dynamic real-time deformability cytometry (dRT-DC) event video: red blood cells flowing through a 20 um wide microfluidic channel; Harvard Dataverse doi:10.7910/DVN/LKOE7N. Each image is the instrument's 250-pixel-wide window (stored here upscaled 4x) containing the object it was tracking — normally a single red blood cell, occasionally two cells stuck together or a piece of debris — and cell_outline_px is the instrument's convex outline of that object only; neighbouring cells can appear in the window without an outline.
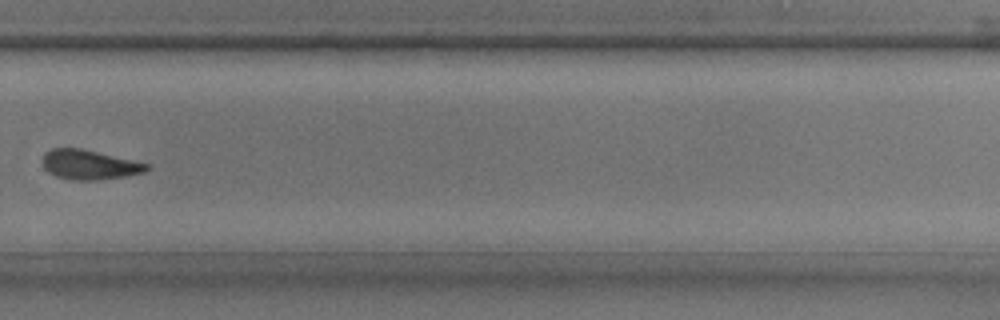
{"species": "common noctule bat (a hibernating species)", "species_latin": "Nyctalus noctula", "temperature_condition": "room temperature", "stored_images_in_passage": 38, "camera_frame_rate_fps": 3000, "um_per_image_px": 0.085, "animal": {"sex": "male", "body_mass_g": 17.9, "forearm_length_mm": 54.2}, "frame": {"image": 1, "passage_image": 27, "time_ms": 8.667, "image_size_px": [1000, 320], "cell_outline_px": [[148, 168], [144, 172], [124, 176], [96, 180], [72, 180], [56, 176], [48, 172], [44, 168], [44, 152], [52, 148], [80, 148], [132, 160], [148, 164]], "centroid_in_image_um": [7.55, 14.0], "position_along_channel_um": 322.2, "area_um2": 17.63}}
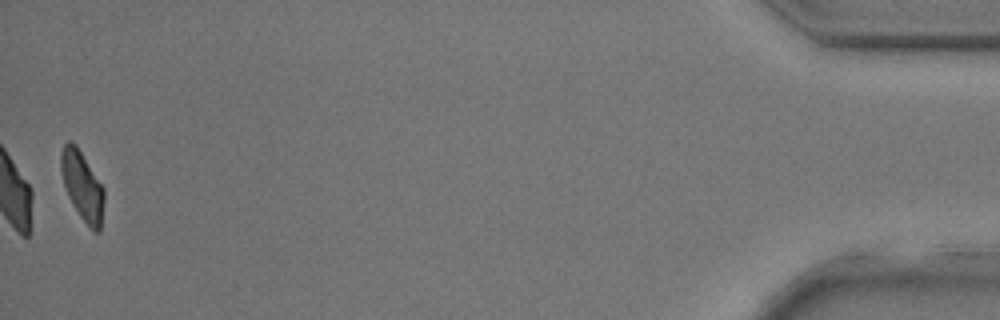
{"frame": {"image": 2, "passage_image": 38, "time_ms": 12.333, "image_size_px": [1000, 320], "cell_outline_px": [[104, 200], [100, 232], [92, 232], [80, 216], [72, 204], [68, 196], [64, 184], [60, 168], [60, 152], [64, 144], [68, 140], [72, 140], [76, 144], [104, 188]], "centroid_in_image_um": [6.99, 15.79], "position_along_channel_um": 428.2, "area_um2": 17.46}}